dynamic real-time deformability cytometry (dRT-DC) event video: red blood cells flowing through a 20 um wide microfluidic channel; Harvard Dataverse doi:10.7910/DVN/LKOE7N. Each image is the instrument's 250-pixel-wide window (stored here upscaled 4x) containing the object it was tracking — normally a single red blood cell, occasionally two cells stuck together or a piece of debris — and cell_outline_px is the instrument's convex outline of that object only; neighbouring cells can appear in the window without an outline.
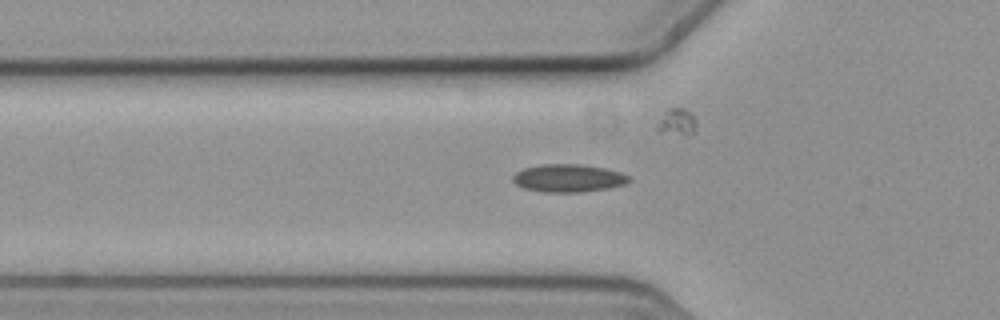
{"species": "common noctule bat (a hibernating species)", "species_latin": "Nyctalus noctula", "temperature_condition": "cold", "stored_images_in_passage": 43, "segment_of_instrument_passage": [1, 2], "camera_frame_rate_fps": 3000, "um_per_image_px": 0.085, "animal": {"sex": "female", "body_mass_g": 19.3, "forearm_length_mm": 54.1}, "frame": {"image": 1, "passage_image": 4, "time_ms": 1.0, "image_size_px": [1000, 320], "cell_outline_px": [[632, 180], [628, 184], [608, 188], [580, 192], [544, 192], [524, 188], [516, 184], [512, 180], [512, 176], [516, 172], [524, 168], [540, 164], [580, 164], [604, 168], [620, 172], [628, 176]], "centroid_in_image_um": [48.32, 15.14], "position_along_channel_um": 77.5, "area_um2": 18.9}}
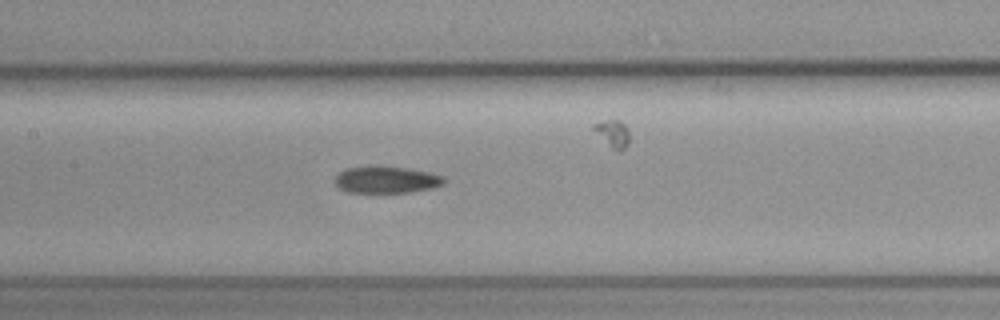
{"frame": {"image": 2, "passage_image": 12, "time_ms": 3.667, "image_size_px": [1000, 320], "cell_outline_px": [[444, 184], [432, 188], [408, 192], [348, 192], [340, 188], [336, 184], [336, 176], [344, 168], [376, 164], [380, 164], [408, 168], [428, 172], [444, 176]], "centroid_in_image_um": [32.83, 15.24], "position_along_channel_um": 174.6, "area_um2": 17.34}}
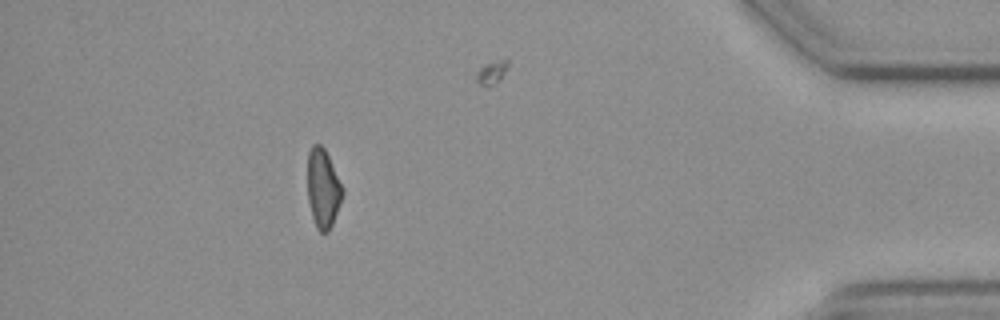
{"frame": {"image": 3, "passage_image": 36, "time_ms": 11.667, "image_size_px": [1000, 320], "cell_outline_px": [[344, 192], [340, 204], [332, 224], [328, 232], [320, 232], [316, 228], [312, 216], [308, 200], [308, 152], [312, 144], [320, 144], [324, 148], [344, 188]], "centroid_in_image_um": [27.46, 16.01], "position_along_channel_um": 407.7, "area_um2": 16.07}}